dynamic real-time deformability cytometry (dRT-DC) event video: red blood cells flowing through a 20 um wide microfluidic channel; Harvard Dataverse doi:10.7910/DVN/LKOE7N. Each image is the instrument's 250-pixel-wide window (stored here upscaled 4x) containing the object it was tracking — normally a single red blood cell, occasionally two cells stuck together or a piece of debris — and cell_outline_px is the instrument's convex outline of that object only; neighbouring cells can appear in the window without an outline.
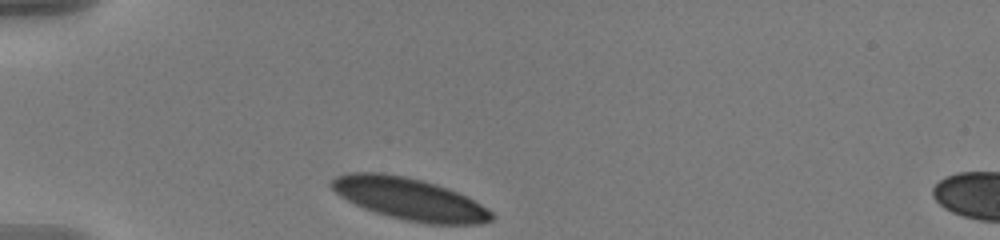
{"species": "human", "species_latin": "Homo sapiens", "temperature_condition": "warm", "stored_images_in_passage": 24, "camera_frame_rate_fps": 3000, "um_per_image_px": 0.085, "donor": {"sex": "male"}, "frame": {"image": 1, "passage_image": 1, "time_ms": 0.0, "image_size_px": [1000, 240], "cell_outline_px": [[496, 216], [492, 220], [480, 224], [432, 224], [404, 220], [388, 216], [364, 208], [340, 196], [328, 184], [336, 176], [348, 172], [384, 172], [404, 176], [436, 184], [448, 188], [488, 208]], "centroid_in_image_um": [34.8, 16.9], "position_along_channel_um": 50.2, "area_um2": 39.02}}
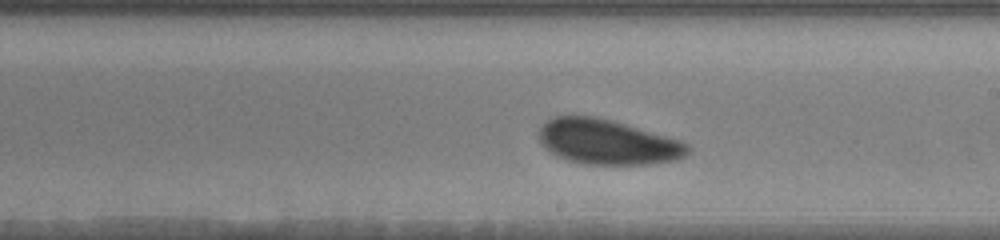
{"frame": {"image": 2, "passage_image": 14, "time_ms": 4.333, "image_size_px": [1000, 240], "cell_outline_px": [[692, 148], [680, 160], [648, 164], [584, 164], [568, 160], [544, 148], [540, 140], [540, 128], [548, 120], [556, 116], [592, 116], [612, 120], [684, 140]], "centroid_in_image_um": [51.72, 12.07], "position_along_channel_um": 237.3, "area_um2": 39.07}}
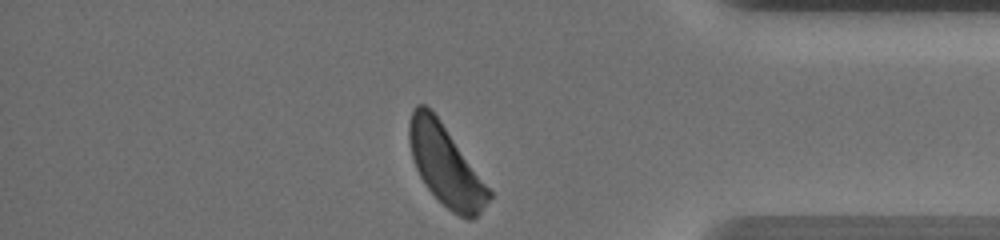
{"frame": {"image": 3, "passage_image": 24, "time_ms": 7.667, "image_size_px": [1000, 240], "cell_outline_px": [[492, 196], [480, 212], [472, 220], [468, 220], [452, 212], [428, 188], [420, 176], [416, 168], [412, 156], [408, 140], [408, 124], [412, 112], [416, 104], [424, 104], [440, 120], [492, 192]], "centroid_in_image_um": [37.86, 14.06], "position_along_channel_um": 397.3, "area_um2": 36.53}}